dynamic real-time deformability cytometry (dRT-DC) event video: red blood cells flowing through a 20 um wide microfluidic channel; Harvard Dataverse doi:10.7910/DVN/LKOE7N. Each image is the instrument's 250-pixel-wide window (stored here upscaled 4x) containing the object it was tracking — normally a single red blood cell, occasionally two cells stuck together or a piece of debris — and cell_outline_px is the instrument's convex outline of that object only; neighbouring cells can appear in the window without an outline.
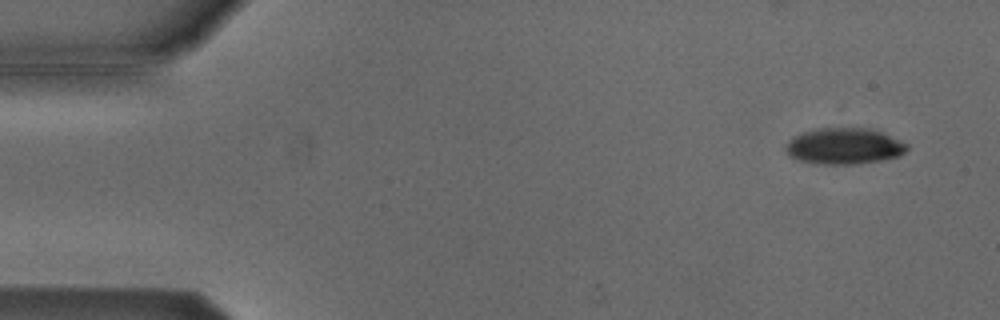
{"species": "Egyptian fruit bat (a non-hibernating species)", "species_latin": "Rousettus aegyptiacus", "temperature_condition": "cold", "stored_images_in_passage": 4, "camera_frame_rate_fps": 3000, "um_per_image_px": 0.085, "animal": {"sex": "male"}, "frame": {"image": 1, "passage_image": 1, "time_ms": 0.0, "image_size_px": [1000, 320], "cell_outline_px": [[908, 148], [900, 156], [880, 160], [856, 164], [812, 164], [796, 160], [788, 156], [784, 148], [788, 140], [792, 136], [816, 128], [872, 128], [908, 144]], "centroid_in_image_um": [71.69, 12.43], "position_along_channel_um": 13.3, "area_um2": 25.89}}
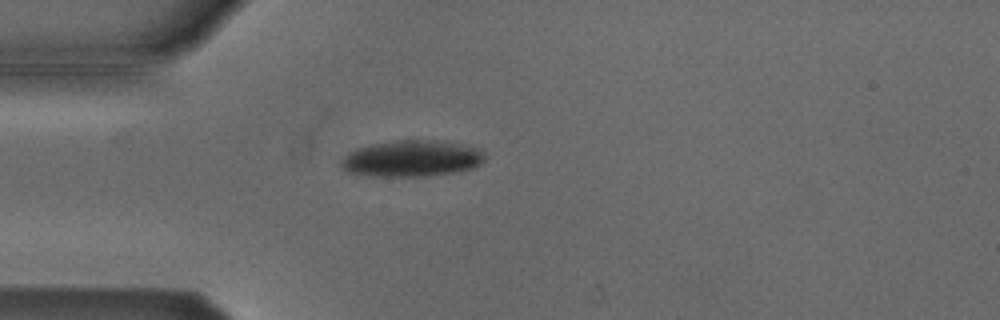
{"frame": {"image": 2, "passage_image": 4, "time_ms": 1.0, "image_size_px": [1000, 320], "cell_outline_px": [[484, 160], [480, 164], [472, 168], [456, 172], [428, 176], [372, 176], [348, 172], [340, 168], [340, 160], [348, 152], [356, 148], [372, 144], [396, 140], [444, 140], [476, 148], [484, 152]], "centroid_in_image_um": [34.97, 13.47], "position_along_channel_um": 50.0, "area_um2": 30.63}}